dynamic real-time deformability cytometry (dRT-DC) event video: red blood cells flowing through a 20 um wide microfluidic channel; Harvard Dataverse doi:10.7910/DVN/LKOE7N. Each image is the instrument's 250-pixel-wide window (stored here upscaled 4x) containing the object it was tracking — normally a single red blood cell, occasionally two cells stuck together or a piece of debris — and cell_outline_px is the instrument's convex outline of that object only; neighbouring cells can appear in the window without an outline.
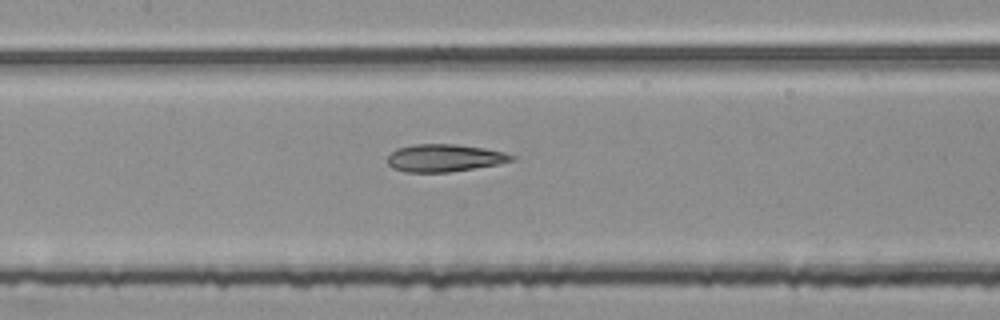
{"species": "common noctule bat (a hibernating species)", "species_latin": "Nyctalus noctula", "temperature_condition": "room temperature", "stored_images_in_passage": 54, "segment_of_instrument_passage": [2, 2], "camera_frame_rate_fps": 3000, "um_per_image_px": 0.085, "animal": {"sex": "female", "body_mass_g": 25.1}, "frame": {"image": 1, "passage_image": 25, "time_ms": 8.0, "image_size_px": [1000, 320], "cell_outline_px": [[516, 160], [500, 164], [448, 172], [404, 172], [392, 168], [388, 164], [388, 156], [396, 148], [412, 144], [456, 144], [484, 148], [504, 152], [516, 156]], "centroid_in_image_um": [37.79, 13.42], "position_along_channel_um": 169.6, "area_um2": 20.06}}
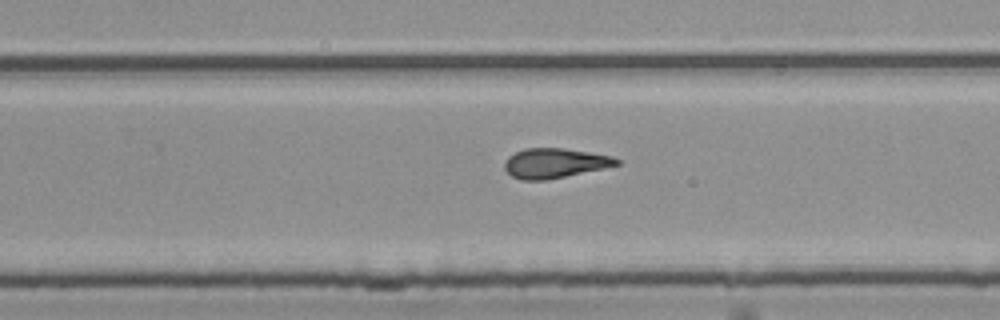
{"frame": {"image": 2, "passage_image": 34, "time_ms": 11.0, "image_size_px": [1000, 320], "cell_outline_px": [[620, 164], [564, 176], [544, 180], [520, 180], [512, 176], [504, 168], [504, 164], [508, 156], [524, 148], [564, 148], [612, 156], [620, 160]], "centroid_in_image_um": [47.11, 13.86], "position_along_channel_um": 282.7, "area_um2": 19.13}}
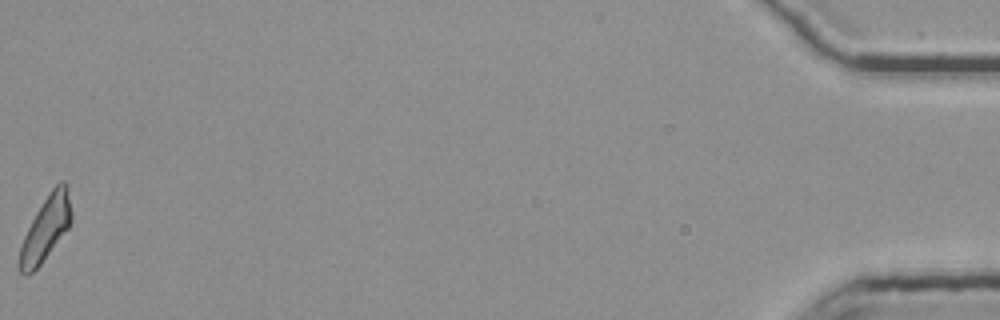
{"frame": {"image": 3, "passage_image": 54, "time_ms": 17.667, "image_size_px": [1000, 320], "cell_outline_px": [[72, 220], [68, 228], [40, 264], [32, 272], [24, 276], [20, 272], [20, 244], [36, 212], [52, 188], [60, 180], [64, 180], [68, 184], [72, 212]], "centroid_in_image_um": [3.92, 19.36], "position_along_channel_um": 431.3, "area_um2": 19.19}}